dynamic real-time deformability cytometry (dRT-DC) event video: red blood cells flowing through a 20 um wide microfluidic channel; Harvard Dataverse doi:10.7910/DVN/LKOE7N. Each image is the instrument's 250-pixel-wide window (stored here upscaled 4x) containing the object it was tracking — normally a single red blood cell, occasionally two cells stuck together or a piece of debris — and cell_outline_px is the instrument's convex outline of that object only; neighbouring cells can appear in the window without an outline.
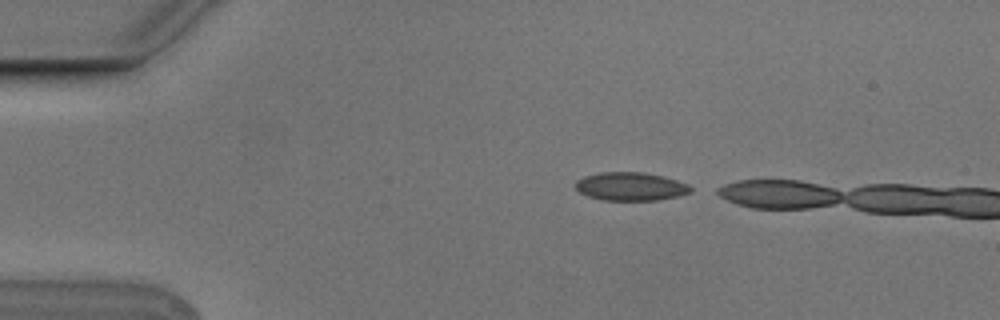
{"species": "Egyptian fruit bat (a non-hibernating species)", "species_latin": "Rousettus aegyptiacus", "temperature_condition": "cold", "stored_images_in_passage": 2, "camera_frame_rate_fps": 3000, "um_per_image_px": 0.085, "animal": {"sex": "male"}, "frame": {"image": 1, "passage_image": 1, "time_ms": 0.0, "image_size_px": [1000, 320], "cell_outline_px": [[692, 192], [680, 196], [656, 200], [600, 200], [588, 196], [580, 192], [572, 184], [576, 180], [584, 176], [600, 172], [644, 172], [664, 176], [688, 184], [692, 188]], "centroid_in_image_um": [53.59, 15.84], "position_along_channel_um": 31.4, "area_um2": 19.25}}